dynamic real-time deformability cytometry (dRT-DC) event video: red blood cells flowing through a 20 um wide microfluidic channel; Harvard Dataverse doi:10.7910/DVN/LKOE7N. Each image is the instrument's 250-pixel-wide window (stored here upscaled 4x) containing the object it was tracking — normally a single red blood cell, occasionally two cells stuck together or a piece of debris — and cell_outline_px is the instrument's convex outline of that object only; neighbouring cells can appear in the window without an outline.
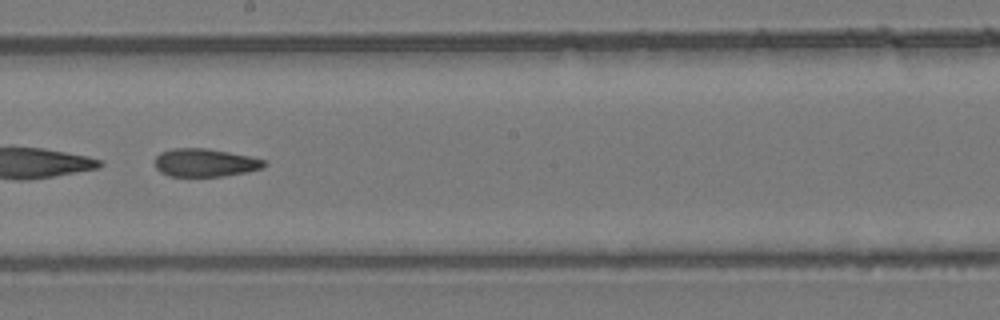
{"species": "common noctule bat (a hibernating species)", "species_latin": "Nyctalus noctula", "temperature_condition": "room temperature", "stored_images_in_passage": 53, "camera_frame_rate_fps": 3000, "um_per_image_px": 0.085, "animal": {"sex": "female", "body_mass_g": 24.6, "forearm_length_mm": 56.2}, "frame": {"image": 1, "passage_image": 31, "time_ms": 10.0, "image_size_px": [1000, 320], "cell_outline_px": [[268, 164], [264, 168], [248, 172], [224, 176], [168, 176], [160, 172], [156, 168], [156, 156], [160, 152], [172, 148], [204, 148], [228, 152], [248, 156], [264, 160]], "centroid_in_image_um": [17.44, 13.83], "position_along_channel_um": 230.8, "area_um2": 17.92}}